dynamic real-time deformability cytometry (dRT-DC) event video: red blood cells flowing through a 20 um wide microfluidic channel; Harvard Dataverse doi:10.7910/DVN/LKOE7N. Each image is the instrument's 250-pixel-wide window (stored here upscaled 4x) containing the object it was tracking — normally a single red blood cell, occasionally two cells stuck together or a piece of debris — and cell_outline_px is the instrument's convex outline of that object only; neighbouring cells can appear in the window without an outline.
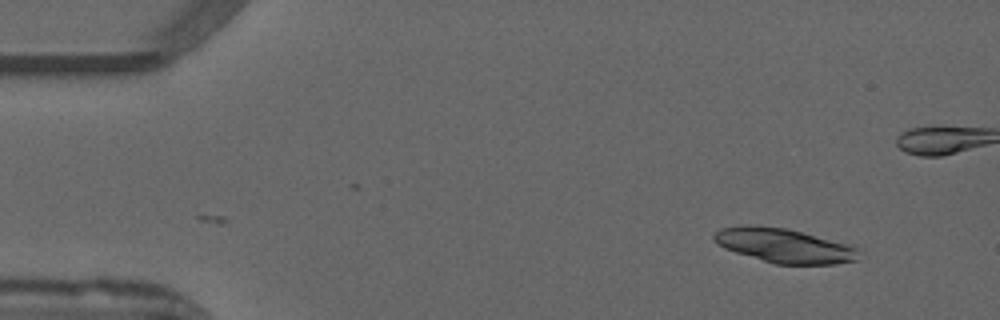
{"species": "common noctule bat (a hibernating species)", "species_latin": "Nyctalus noctula", "temperature_condition": "warm", "stored_images_in_passage": 49, "camera_frame_rate_fps": 3000, "um_per_image_px": 0.085, "animal": {"sex": "male", "forearm_length_mm": 52.5}, "frame": {"image": 1, "passage_image": 1, "time_ms": 0.0, "image_size_px": [1000, 320], "cell_outline_px": [[856, 260], [836, 264], [776, 264], [736, 252], [724, 248], [712, 240], [712, 236], [720, 228], [748, 224], [756, 224], [788, 228], [852, 244], [856, 248]], "centroid_in_image_um": [66.63, 20.84], "position_along_channel_um": 18.4, "area_um2": 29.13}}
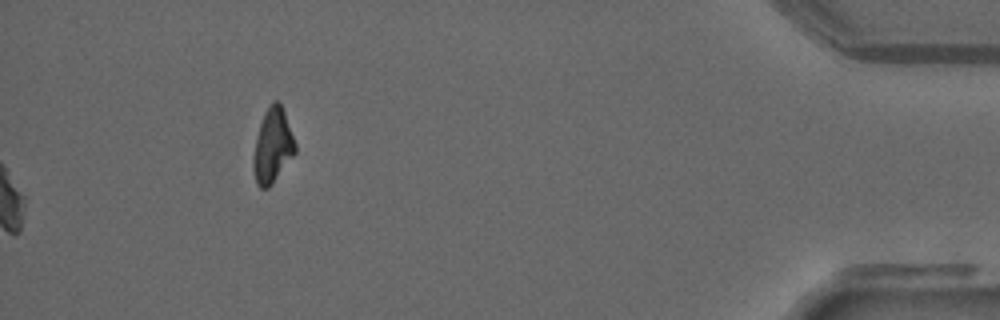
{"frame": {"image": 2, "passage_image": 49, "time_ms": 16.0, "image_size_px": [1000, 320], "cell_outline_px": [[296, 152], [272, 184], [268, 188], [260, 188], [256, 184], [252, 164], [252, 156], [260, 124], [264, 112], [272, 100], [276, 100], [280, 104], [284, 112], [296, 144]], "centroid_in_image_um": [23.16, 12.41], "position_along_channel_um": 412.0, "area_um2": 18.09}, "authors_computed_cell_mechanics": {"area_um2": 16.9354, "velocity_mm_per_s": 3.9481, "shape_relaxation_time_tau1_ms": null, "shape_relaxation_time_tau2_ms": 3.4911, "deformation_change_tau1": null, "deformation_change_tau2": 0.0881}}